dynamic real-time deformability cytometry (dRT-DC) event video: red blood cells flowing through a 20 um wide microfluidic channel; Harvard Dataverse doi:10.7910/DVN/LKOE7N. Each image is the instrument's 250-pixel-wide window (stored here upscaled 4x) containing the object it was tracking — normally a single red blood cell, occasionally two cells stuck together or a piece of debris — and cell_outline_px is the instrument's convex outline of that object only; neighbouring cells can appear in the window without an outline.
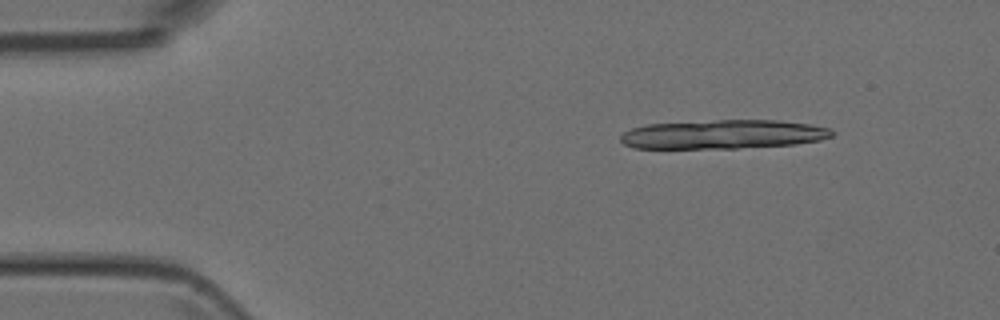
{"species": "Egyptian fruit bat (a non-hibernating species)", "species_latin": "Rousettus aegyptiacus", "temperature_condition": "room temperature", "stored_images_in_passage": 6, "camera_frame_rate_fps": 3000, "um_per_image_px": 0.085, "animal": {"sex": "female"}, "frame": {"image": 1, "passage_image": 2, "time_ms": 1.333, "image_size_px": [1000, 320], "cell_outline_px": [[836, 132], [832, 136], [820, 140], [796, 144], [736, 148], [632, 148], [624, 144], [620, 140], [620, 136], [624, 132], [632, 128], [648, 124], [716, 120], [780, 120], [808, 124], [832, 128]], "centroid_in_image_um": [61.5, 11.42], "position_along_channel_um": 23.5, "area_um2": 35.84}}
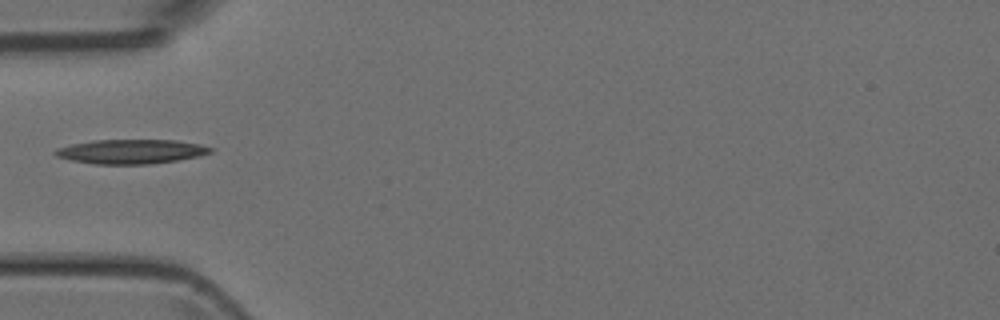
{"frame": {"image": 2, "passage_image": 5, "time_ms": 4.667, "image_size_px": [1000, 320], "cell_outline_px": [[216, 148], [212, 152], [200, 156], [176, 160], [148, 164], [92, 164], [72, 160], [56, 156], [52, 152], [56, 148], [72, 144], [92, 140], [176, 140], [200, 144]], "centroid_in_image_um": [11.15, 12.88], "position_along_channel_um": 73.8, "area_um2": 22.14}}
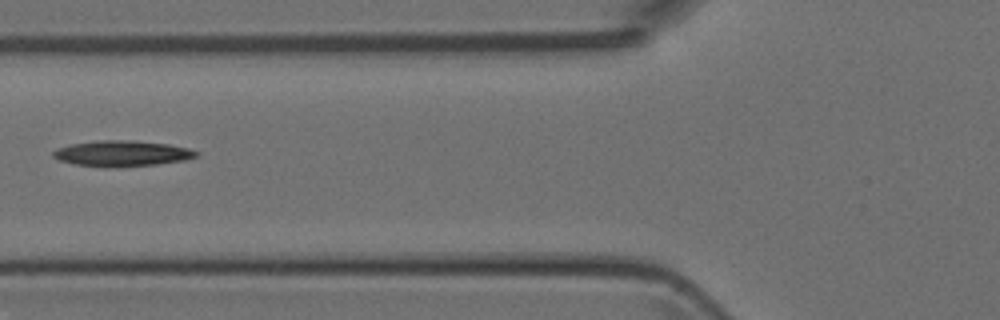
{"frame": {"image": 3, "passage_image": 6, "time_ms": 5.667, "image_size_px": [1000, 320], "cell_outline_px": [[200, 152], [196, 156], [184, 160], [156, 164], [112, 168], [104, 168], [76, 164], [60, 160], [52, 156], [52, 152], [60, 148], [72, 144], [100, 140], [128, 140], [168, 144], [188, 148]], "centroid_in_image_um": [10.38, 13.05], "position_along_channel_um": 115.4, "area_um2": 21.33}}